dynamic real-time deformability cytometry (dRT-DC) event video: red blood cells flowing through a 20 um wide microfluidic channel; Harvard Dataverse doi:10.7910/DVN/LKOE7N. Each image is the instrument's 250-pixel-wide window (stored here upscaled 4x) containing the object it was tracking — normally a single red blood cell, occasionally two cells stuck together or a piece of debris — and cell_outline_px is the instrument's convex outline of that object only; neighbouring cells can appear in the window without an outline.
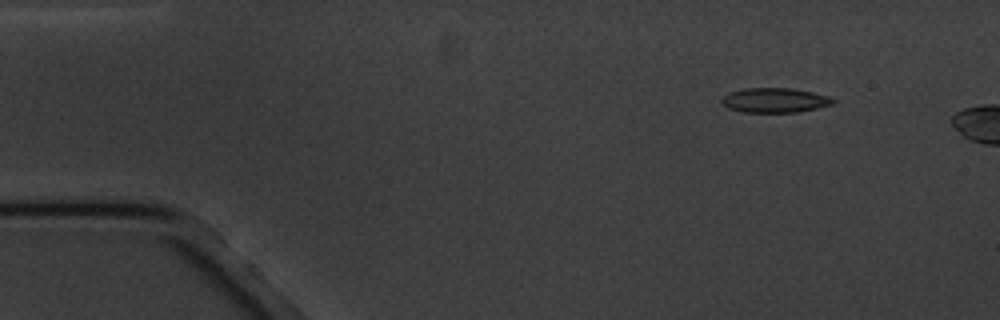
{"species": "common noctule bat (a hibernating species)", "species_latin": "Nyctalus noctula", "temperature_condition": "cold", "stored_images_in_passage": 3, "camera_frame_rate_fps": 3000, "um_per_image_px": 0.085, "animal": {"sex": "male", "body_mass_g": 20.1, "forearm_length_mm": 53.5}, "frame": {"image": 1, "passage_image": 2, "time_ms": 1.0, "image_size_px": [1000, 320], "cell_outline_px": [[836, 100], [832, 104], [816, 108], [796, 112], [744, 112], [728, 108], [720, 100], [728, 92], [744, 88], [792, 88], [812, 92], [828, 96]], "centroid_in_image_um": [65.83, 8.51], "position_along_channel_um": 19.2, "area_um2": 15.9}}